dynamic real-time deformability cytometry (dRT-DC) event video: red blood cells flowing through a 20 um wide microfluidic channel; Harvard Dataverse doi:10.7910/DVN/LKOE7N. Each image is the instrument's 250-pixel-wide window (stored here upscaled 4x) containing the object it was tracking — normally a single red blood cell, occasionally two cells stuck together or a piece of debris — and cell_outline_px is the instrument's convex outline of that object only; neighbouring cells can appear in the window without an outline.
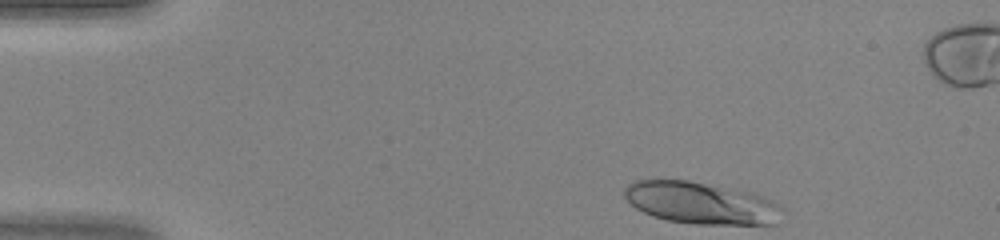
{"species": "human", "species_latin": "Homo sapiens", "temperature_condition": "warm", "stored_images_in_passage": 41, "camera_frame_rate_fps": 3000, "um_per_image_px": 0.085, "donor": {"sex": "female"}, "frame": {"image": 1, "passage_image": 1, "time_ms": 0.0, "image_size_px": [1000, 240], "cell_outline_px": [[784, 208], [776, 224], [696, 224], [668, 220], [652, 216], [636, 208], [624, 196], [624, 188], [632, 180], [688, 180], [732, 188], [764, 196], [772, 200]], "centroid_in_image_um": [59.59, 17.25], "position_along_channel_um": 25.4, "area_um2": 38.61}}
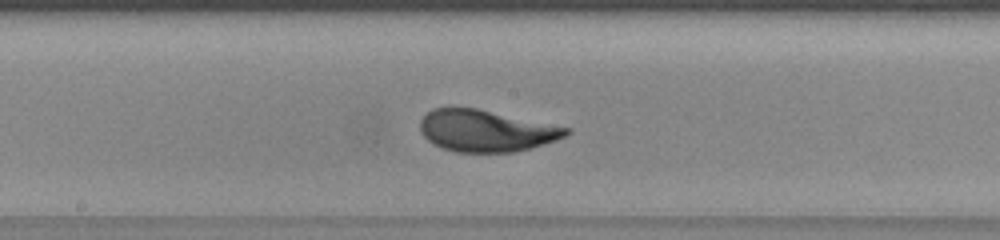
{"frame": {"image": 2, "passage_image": 19, "time_ms": 6.0, "image_size_px": [1000, 240], "cell_outline_px": [[572, 132], [556, 140], [532, 148], [516, 152], [456, 152], [432, 144], [420, 132], [420, 120], [432, 108], [476, 108], [572, 128]], "centroid_in_image_um": [41.33, 11.12], "position_along_channel_um": 206.9, "area_um2": 35.49}}
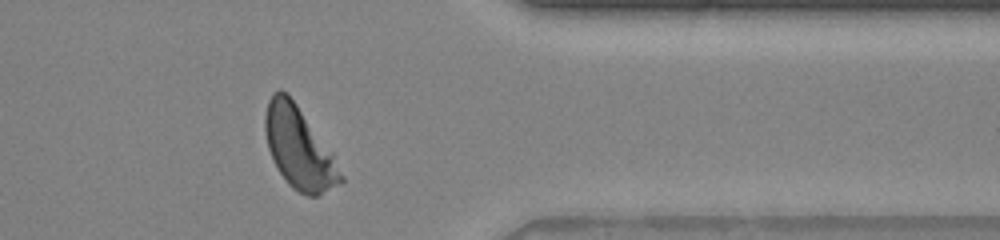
{"frame": {"image": 3, "passage_image": 32, "time_ms": 10.333, "image_size_px": [1000, 240], "cell_outline_px": [[344, 180], [340, 184], [316, 196], [308, 196], [292, 188], [288, 184], [272, 160], [268, 148], [264, 132], [264, 116], [268, 100], [272, 92], [280, 88], [288, 92], [332, 152], [344, 176]], "centroid_in_image_um": [25.4, 12.54], "position_along_channel_um": 386.0, "area_um2": 36.18}}